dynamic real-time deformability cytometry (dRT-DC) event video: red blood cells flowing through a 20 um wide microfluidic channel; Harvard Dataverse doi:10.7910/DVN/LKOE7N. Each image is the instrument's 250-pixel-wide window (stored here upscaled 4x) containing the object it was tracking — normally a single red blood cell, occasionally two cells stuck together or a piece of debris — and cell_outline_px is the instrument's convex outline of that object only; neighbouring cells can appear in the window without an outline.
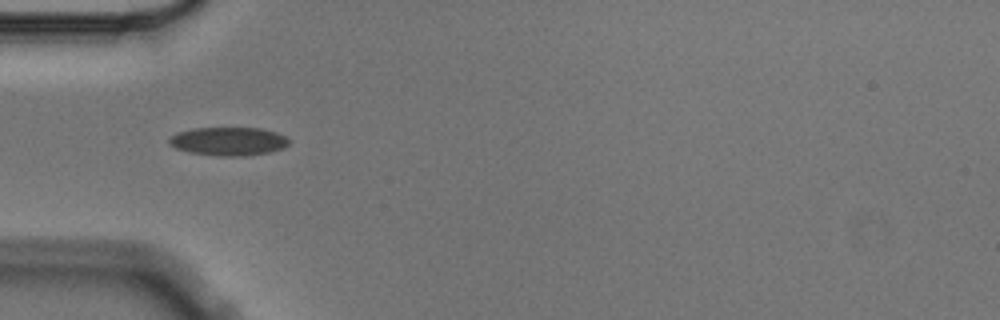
{"species": "Egyptian fruit bat (a non-hibernating species)", "species_latin": "Rousettus aegyptiacus", "temperature_condition": "cold", "stored_images_in_passage": 10, "camera_frame_rate_fps": 3000, "um_per_image_px": 0.085, "animal": {"sex": "male"}, "frame": {"image": 1, "passage_image": 5, "time_ms": 1.333, "image_size_px": [1000, 320], "cell_outline_px": [[288, 144], [284, 148], [268, 152], [240, 156], [220, 156], [188, 152], [176, 148], [168, 140], [176, 132], [192, 128], [260, 128], [276, 132], [284, 136], [288, 140]], "centroid_in_image_um": [19.41, 12.0], "position_along_channel_um": 65.6, "area_um2": 19.65}}
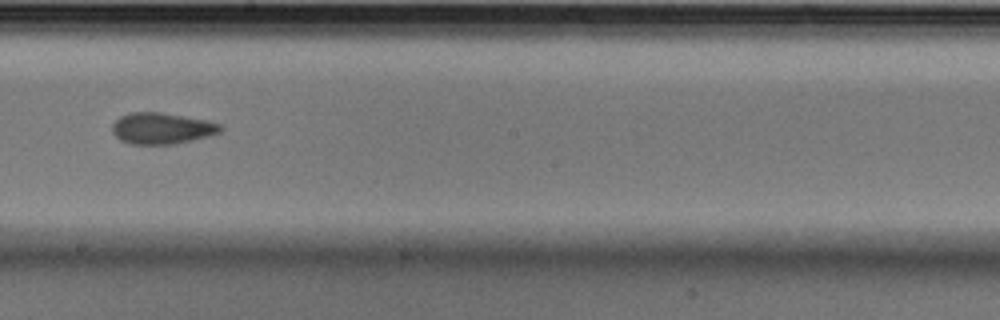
{"frame": {"image": 2, "passage_image": 9, "time_ms": 2.667, "image_size_px": [1000, 320], "cell_outline_px": [[224, 128], [220, 132], [208, 136], [176, 144], [132, 144], [120, 140], [112, 132], [112, 124], [120, 116], [132, 112], [160, 112], [208, 120], [224, 124]], "centroid_in_image_um": [13.79, 10.9], "position_along_channel_um": 234.4, "area_um2": 19.88}}
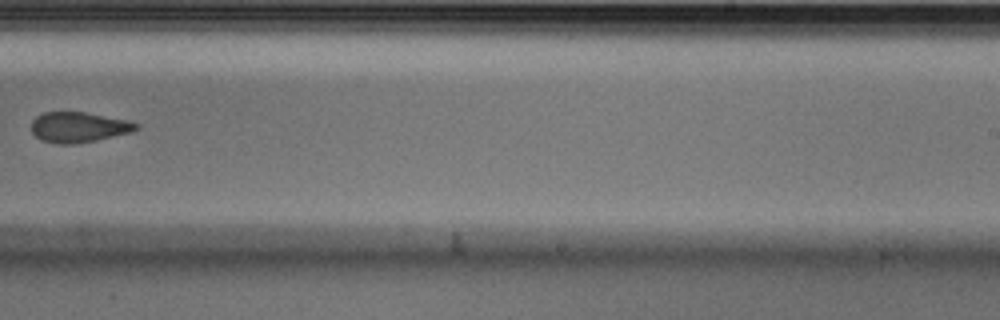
{"frame": {"image": 3, "passage_image": 10, "time_ms": 3.0, "image_size_px": [1000, 320], "cell_outline_px": [[140, 128], [132, 132], [96, 140], [72, 144], [56, 144], [40, 140], [32, 132], [32, 120], [36, 116], [44, 112], [84, 112], [128, 120], [140, 124]], "centroid_in_image_um": [6.69, 10.81], "position_along_channel_um": 282.3, "area_um2": 18.61}}